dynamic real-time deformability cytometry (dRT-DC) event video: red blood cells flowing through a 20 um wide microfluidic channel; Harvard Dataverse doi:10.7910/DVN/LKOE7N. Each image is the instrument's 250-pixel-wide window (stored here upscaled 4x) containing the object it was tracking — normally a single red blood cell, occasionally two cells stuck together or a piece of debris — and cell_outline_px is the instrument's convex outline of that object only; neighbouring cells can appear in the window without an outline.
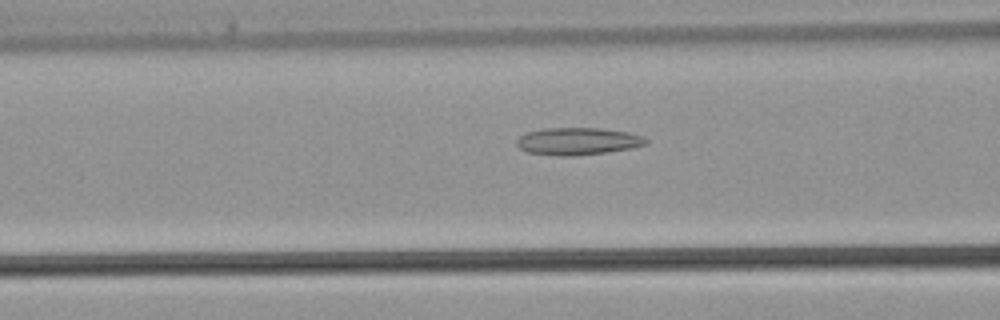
{"species": "common noctule bat (a hibernating species)", "species_latin": "Nyctalus noctula", "temperature_condition": "warm", "stored_images_in_passage": 31, "camera_frame_rate_fps": 3000, "um_per_image_px": 0.085, "animal": {"sex": "male", "body_mass_g": 21.5, "forearm_length_mm": 52.0}, "frame": {"image": 1, "passage_image": 5, "time_ms": 1.333, "image_size_px": [1000, 320], "cell_outline_px": [[648, 144], [632, 148], [608, 152], [572, 156], [556, 156], [528, 152], [520, 148], [516, 144], [516, 140], [524, 132], [540, 128], [600, 128], [628, 132], [644, 136], [648, 140]], "centroid_in_image_um": [49.11, 12.0], "position_along_channel_um": 117.5, "area_um2": 20.87}}
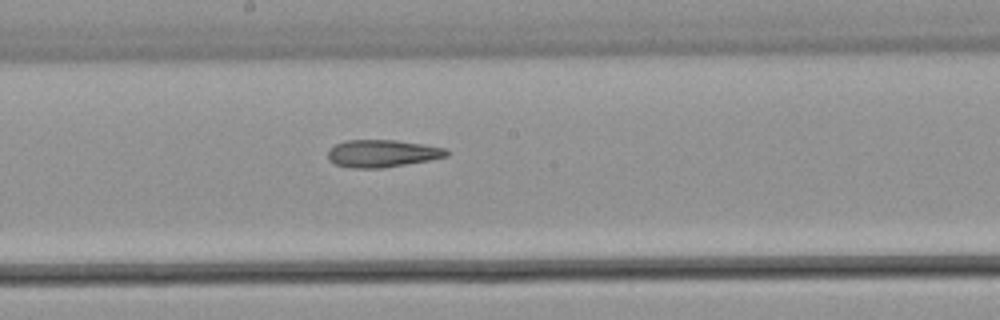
{"frame": {"image": 2, "passage_image": 11, "time_ms": 3.333, "image_size_px": [1000, 320], "cell_outline_px": [[452, 152], [448, 156], [432, 160], [384, 168], [352, 168], [336, 164], [328, 160], [328, 148], [336, 144], [348, 140], [396, 140], [424, 144], [444, 148]], "centroid_in_image_um": [32.52, 13.05], "position_along_channel_um": 215.7, "area_um2": 19.19}}
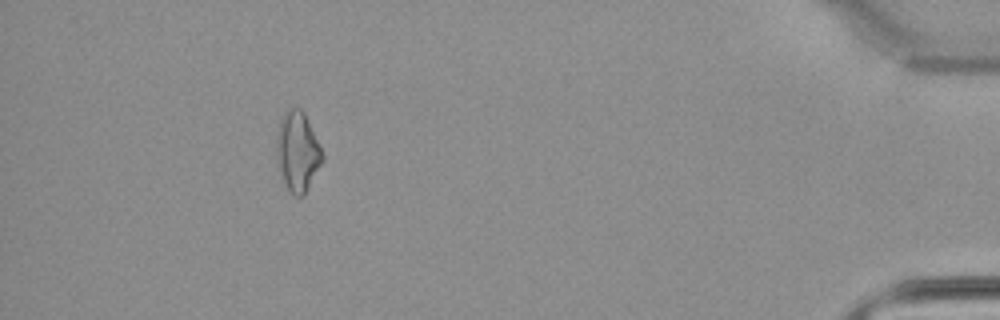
{"frame": {"image": 3, "passage_image": 27, "time_ms": 8.667, "image_size_px": [1000, 320], "cell_outline_px": [[324, 160], [304, 196], [292, 196], [284, 184], [276, 156], [276, 136], [280, 120], [284, 112], [288, 108], [300, 108], [304, 112], [308, 120], [324, 156]], "centroid_in_image_um": [25.29, 12.9], "position_along_channel_um": 409.9, "area_um2": 21.44}}